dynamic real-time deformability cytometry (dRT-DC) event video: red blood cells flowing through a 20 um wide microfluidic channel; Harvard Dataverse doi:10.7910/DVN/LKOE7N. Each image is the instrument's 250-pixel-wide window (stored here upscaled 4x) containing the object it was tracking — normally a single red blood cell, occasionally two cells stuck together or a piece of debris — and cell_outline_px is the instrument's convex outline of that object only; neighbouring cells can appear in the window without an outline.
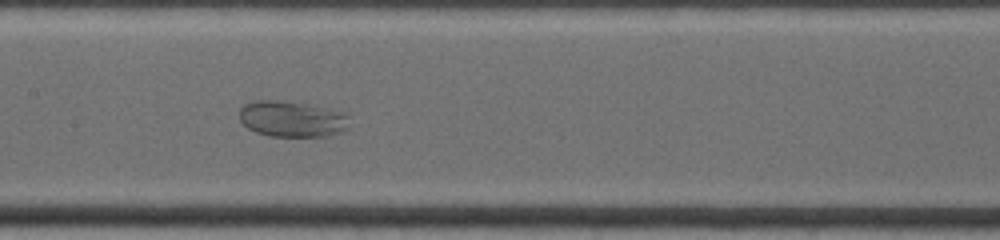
{"species": "common noctule bat (a hibernating species)", "species_latin": "Nyctalus noctula", "temperature_condition": "warm", "stored_images_in_passage": 32, "camera_frame_rate_fps": 4500, "um_per_image_px": 0.085, "animal": {"sex": "female", "body_mass_g": 19.0, "forearm_length_mm": 53.3}, "frame": {"image": 1, "passage_image": 15, "time_ms": 5.333, "image_size_px": [1000, 240], "cell_outline_px": [[348, 128], [344, 132], [328, 136], [268, 136], [256, 132], [248, 128], [240, 120], [240, 108], [244, 104], [256, 100], [276, 100], [308, 104], [340, 112], [348, 116]], "centroid_in_image_um": [24.81, 10.12], "position_along_channel_um": 182.6, "area_um2": 23.0}}
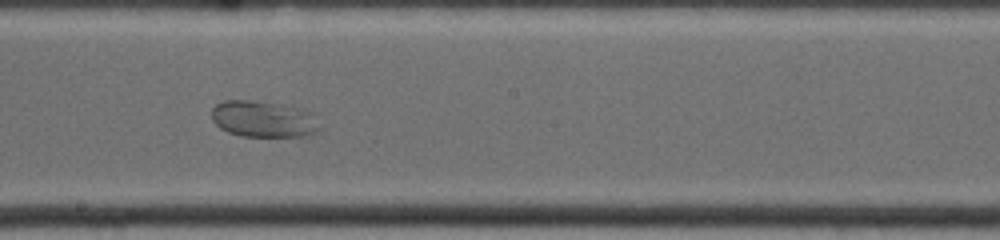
{"frame": {"image": 2, "passage_image": 18, "time_ms": 6.444, "image_size_px": [1000, 240], "cell_outline_px": [[324, 128], [320, 132], [308, 136], [240, 136], [228, 132], [220, 128], [212, 120], [212, 108], [216, 104], [224, 100], [248, 100], [292, 104], [308, 112]], "centroid_in_image_um": [22.44, 10.11], "position_along_channel_um": 225.8, "area_um2": 23.41}}
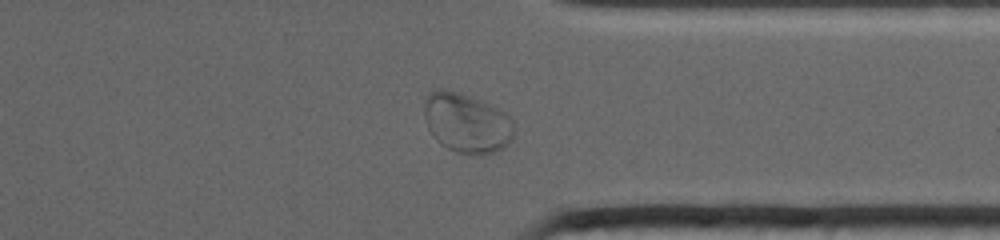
{"frame": {"image": 3, "passage_image": 28, "time_ms": 10.222, "image_size_px": [1000, 240], "cell_outline_px": [[516, 128], [512, 140], [504, 148], [496, 152], [480, 156], [456, 152], [440, 144], [436, 140], [428, 128], [424, 116], [424, 96], [428, 92], [440, 88], [488, 104], [496, 108], [508, 116], [512, 120]], "centroid_in_image_um": [39.67, 10.5], "position_along_channel_um": 371.7, "area_um2": 31.21}}